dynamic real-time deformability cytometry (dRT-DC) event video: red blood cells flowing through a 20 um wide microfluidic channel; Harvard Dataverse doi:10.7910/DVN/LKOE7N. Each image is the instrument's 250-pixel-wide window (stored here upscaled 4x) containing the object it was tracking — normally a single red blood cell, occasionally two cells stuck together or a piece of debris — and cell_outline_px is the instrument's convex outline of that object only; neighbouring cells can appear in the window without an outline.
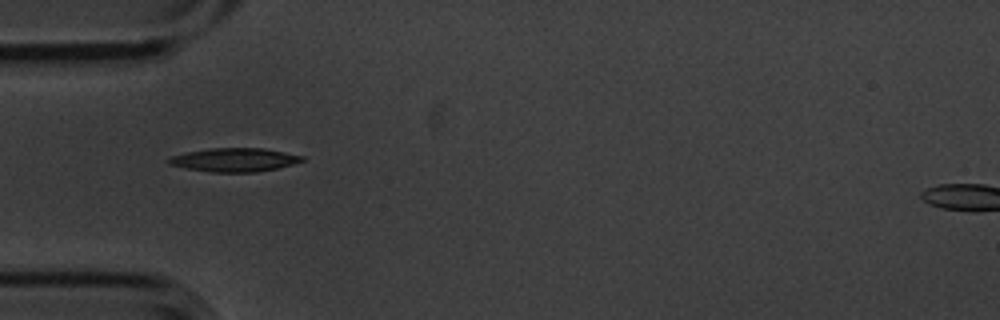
{"species": "common noctule bat (a hibernating species)", "species_latin": "Nyctalus noctula", "temperature_condition": "cold", "stored_images_in_passage": 10, "camera_frame_rate_fps": 3000, "um_per_image_px": 0.085, "animal": {"sex": "male", "body_mass_g": 20.1, "forearm_length_mm": 53.5}, "frame": {"image": 1, "passage_image": 2, "time_ms": 0.333, "image_size_px": [1000, 320], "cell_outline_px": [[304, 160], [292, 164], [276, 168], [256, 172], [212, 172], [188, 168], [168, 164], [164, 160], [172, 156], [184, 152], [208, 148], [264, 148], [304, 156]], "centroid_in_image_um": [19.88, 13.57], "position_along_channel_um": 65.1, "area_um2": 18.32}}
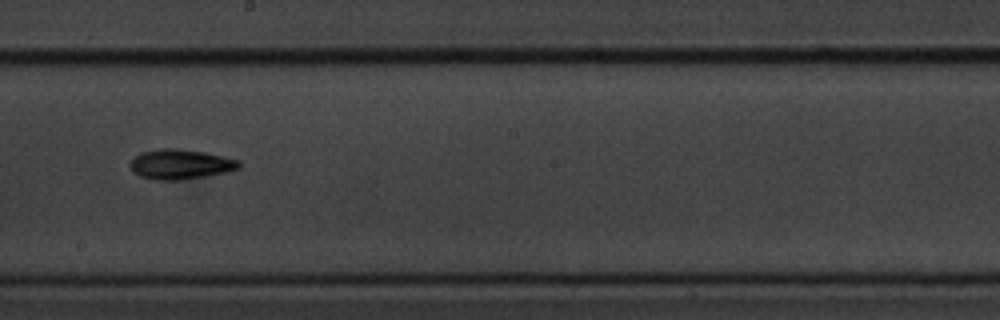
{"frame": {"image": 2, "passage_image": 6, "time_ms": 1.667, "image_size_px": [1000, 320], "cell_outline_px": [[240, 168], [224, 172], [204, 176], [180, 180], [156, 180], [140, 176], [132, 172], [128, 164], [140, 152], [160, 148], [172, 148], [204, 152], [240, 160]], "centroid_in_image_um": [15.29, 13.96], "position_along_channel_um": 232.9, "area_um2": 18.9}}
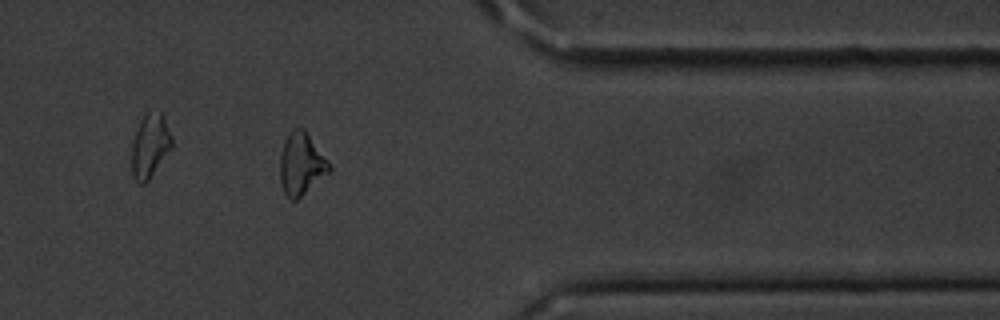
{"frame": {"image": 3, "passage_image": 10, "time_ms": 3.0, "image_size_px": [1000, 320], "cell_outline_px": [[332, 168], [328, 172], [296, 200], [288, 200], [284, 192], [280, 180], [280, 156], [284, 144], [288, 136], [296, 128], [304, 128], [328, 160]], "centroid_in_image_um": [25.6, 13.95], "position_along_channel_um": 385.8, "area_um2": 17.4}}